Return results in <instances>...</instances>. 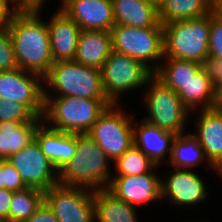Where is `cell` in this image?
I'll use <instances>...</instances> for the list:
<instances>
[{
    "mask_svg": "<svg viewBox=\"0 0 222 222\" xmlns=\"http://www.w3.org/2000/svg\"><path fill=\"white\" fill-rule=\"evenodd\" d=\"M114 162L117 173L114 176H136L157 168V165L135 145Z\"/></svg>",
    "mask_w": 222,
    "mask_h": 222,
    "instance_id": "cell-29",
    "label": "cell"
},
{
    "mask_svg": "<svg viewBox=\"0 0 222 222\" xmlns=\"http://www.w3.org/2000/svg\"><path fill=\"white\" fill-rule=\"evenodd\" d=\"M110 32L113 51L128 55L155 72V66L149 62L164 58L163 25L160 22L155 27L146 28L115 24Z\"/></svg>",
    "mask_w": 222,
    "mask_h": 222,
    "instance_id": "cell-7",
    "label": "cell"
},
{
    "mask_svg": "<svg viewBox=\"0 0 222 222\" xmlns=\"http://www.w3.org/2000/svg\"><path fill=\"white\" fill-rule=\"evenodd\" d=\"M110 161L87 133L77 134L76 153L58 171V183L62 186L86 187L92 190L106 189L113 176L109 171Z\"/></svg>",
    "mask_w": 222,
    "mask_h": 222,
    "instance_id": "cell-2",
    "label": "cell"
},
{
    "mask_svg": "<svg viewBox=\"0 0 222 222\" xmlns=\"http://www.w3.org/2000/svg\"><path fill=\"white\" fill-rule=\"evenodd\" d=\"M44 87L43 122L52 129L85 134L88 133L100 115L112 103L109 100H94L88 98L52 97Z\"/></svg>",
    "mask_w": 222,
    "mask_h": 222,
    "instance_id": "cell-3",
    "label": "cell"
},
{
    "mask_svg": "<svg viewBox=\"0 0 222 222\" xmlns=\"http://www.w3.org/2000/svg\"><path fill=\"white\" fill-rule=\"evenodd\" d=\"M115 24L146 28L159 23L158 8L148 0H111Z\"/></svg>",
    "mask_w": 222,
    "mask_h": 222,
    "instance_id": "cell-21",
    "label": "cell"
},
{
    "mask_svg": "<svg viewBox=\"0 0 222 222\" xmlns=\"http://www.w3.org/2000/svg\"><path fill=\"white\" fill-rule=\"evenodd\" d=\"M18 68L14 47L8 28L0 31V71L14 70Z\"/></svg>",
    "mask_w": 222,
    "mask_h": 222,
    "instance_id": "cell-31",
    "label": "cell"
},
{
    "mask_svg": "<svg viewBox=\"0 0 222 222\" xmlns=\"http://www.w3.org/2000/svg\"><path fill=\"white\" fill-rule=\"evenodd\" d=\"M61 4L81 30L110 31L115 25L111 0H62Z\"/></svg>",
    "mask_w": 222,
    "mask_h": 222,
    "instance_id": "cell-15",
    "label": "cell"
},
{
    "mask_svg": "<svg viewBox=\"0 0 222 222\" xmlns=\"http://www.w3.org/2000/svg\"><path fill=\"white\" fill-rule=\"evenodd\" d=\"M222 0H207V2L213 7L216 3L220 2Z\"/></svg>",
    "mask_w": 222,
    "mask_h": 222,
    "instance_id": "cell-45",
    "label": "cell"
},
{
    "mask_svg": "<svg viewBox=\"0 0 222 222\" xmlns=\"http://www.w3.org/2000/svg\"><path fill=\"white\" fill-rule=\"evenodd\" d=\"M43 84L58 94L55 97L108 100L104 94L101 69L75 61L54 62L43 77Z\"/></svg>",
    "mask_w": 222,
    "mask_h": 222,
    "instance_id": "cell-5",
    "label": "cell"
},
{
    "mask_svg": "<svg viewBox=\"0 0 222 222\" xmlns=\"http://www.w3.org/2000/svg\"><path fill=\"white\" fill-rule=\"evenodd\" d=\"M210 12L212 6L207 0H164L158 8L159 22L162 25L199 18Z\"/></svg>",
    "mask_w": 222,
    "mask_h": 222,
    "instance_id": "cell-26",
    "label": "cell"
},
{
    "mask_svg": "<svg viewBox=\"0 0 222 222\" xmlns=\"http://www.w3.org/2000/svg\"><path fill=\"white\" fill-rule=\"evenodd\" d=\"M42 82V76L21 68L0 71V98L22 103L37 117L43 118L45 100Z\"/></svg>",
    "mask_w": 222,
    "mask_h": 222,
    "instance_id": "cell-11",
    "label": "cell"
},
{
    "mask_svg": "<svg viewBox=\"0 0 222 222\" xmlns=\"http://www.w3.org/2000/svg\"><path fill=\"white\" fill-rule=\"evenodd\" d=\"M135 209L107 189L94 190L95 222H138Z\"/></svg>",
    "mask_w": 222,
    "mask_h": 222,
    "instance_id": "cell-24",
    "label": "cell"
},
{
    "mask_svg": "<svg viewBox=\"0 0 222 222\" xmlns=\"http://www.w3.org/2000/svg\"><path fill=\"white\" fill-rule=\"evenodd\" d=\"M163 59L166 61L165 64L160 61L154 63V75L176 93L183 89L187 82L202 68L201 63L192 60L178 58Z\"/></svg>",
    "mask_w": 222,
    "mask_h": 222,
    "instance_id": "cell-25",
    "label": "cell"
},
{
    "mask_svg": "<svg viewBox=\"0 0 222 222\" xmlns=\"http://www.w3.org/2000/svg\"><path fill=\"white\" fill-rule=\"evenodd\" d=\"M215 107L222 111V88L217 91V103Z\"/></svg>",
    "mask_w": 222,
    "mask_h": 222,
    "instance_id": "cell-42",
    "label": "cell"
},
{
    "mask_svg": "<svg viewBox=\"0 0 222 222\" xmlns=\"http://www.w3.org/2000/svg\"><path fill=\"white\" fill-rule=\"evenodd\" d=\"M211 169L220 175L222 178V155L211 164Z\"/></svg>",
    "mask_w": 222,
    "mask_h": 222,
    "instance_id": "cell-39",
    "label": "cell"
},
{
    "mask_svg": "<svg viewBox=\"0 0 222 222\" xmlns=\"http://www.w3.org/2000/svg\"><path fill=\"white\" fill-rule=\"evenodd\" d=\"M211 12L205 16L163 24L164 58L203 63L209 56Z\"/></svg>",
    "mask_w": 222,
    "mask_h": 222,
    "instance_id": "cell-4",
    "label": "cell"
},
{
    "mask_svg": "<svg viewBox=\"0 0 222 222\" xmlns=\"http://www.w3.org/2000/svg\"><path fill=\"white\" fill-rule=\"evenodd\" d=\"M212 12L214 16L222 22V1L212 7Z\"/></svg>",
    "mask_w": 222,
    "mask_h": 222,
    "instance_id": "cell-40",
    "label": "cell"
},
{
    "mask_svg": "<svg viewBox=\"0 0 222 222\" xmlns=\"http://www.w3.org/2000/svg\"><path fill=\"white\" fill-rule=\"evenodd\" d=\"M6 6H8L12 11L19 12V0H1ZM13 3V4H11ZM12 8H11V6Z\"/></svg>",
    "mask_w": 222,
    "mask_h": 222,
    "instance_id": "cell-41",
    "label": "cell"
},
{
    "mask_svg": "<svg viewBox=\"0 0 222 222\" xmlns=\"http://www.w3.org/2000/svg\"><path fill=\"white\" fill-rule=\"evenodd\" d=\"M35 139L57 171L76 153L77 134L52 129L45 122L36 129Z\"/></svg>",
    "mask_w": 222,
    "mask_h": 222,
    "instance_id": "cell-17",
    "label": "cell"
},
{
    "mask_svg": "<svg viewBox=\"0 0 222 222\" xmlns=\"http://www.w3.org/2000/svg\"><path fill=\"white\" fill-rule=\"evenodd\" d=\"M136 176H112L106 188L116 198L137 208L161 199V179L154 173Z\"/></svg>",
    "mask_w": 222,
    "mask_h": 222,
    "instance_id": "cell-13",
    "label": "cell"
},
{
    "mask_svg": "<svg viewBox=\"0 0 222 222\" xmlns=\"http://www.w3.org/2000/svg\"><path fill=\"white\" fill-rule=\"evenodd\" d=\"M144 101L148 115L143 120L175 135L184 134L187 117L191 112L178 94L160 81L154 74L148 79Z\"/></svg>",
    "mask_w": 222,
    "mask_h": 222,
    "instance_id": "cell-6",
    "label": "cell"
},
{
    "mask_svg": "<svg viewBox=\"0 0 222 222\" xmlns=\"http://www.w3.org/2000/svg\"><path fill=\"white\" fill-rule=\"evenodd\" d=\"M199 113L198 127L192 135L202 146L211 168V164L222 155V111L215 107Z\"/></svg>",
    "mask_w": 222,
    "mask_h": 222,
    "instance_id": "cell-19",
    "label": "cell"
},
{
    "mask_svg": "<svg viewBox=\"0 0 222 222\" xmlns=\"http://www.w3.org/2000/svg\"><path fill=\"white\" fill-rule=\"evenodd\" d=\"M40 12H14L7 28L12 39L18 68L44 77L54 64L48 26Z\"/></svg>",
    "mask_w": 222,
    "mask_h": 222,
    "instance_id": "cell-1",
    "label": "cell"
},
{
    "mask_svg": "<svg viewBox=\"0 0 222 222\" xmlns=\"http://www.w3.org/2000/svg\"><path fill=\"white\" fill-rule=\"evenodd\" d=\"M111 51L110 31L81 30L74 61L81 65L102 69Z\"/></svg>",
    "mask_w": 222,
    "mask_h": 222,
    "instance_id": "cell-20",
    "label": "cell"
},
{
    "mask_svg": "<svg viewBox=\"0 0 222 222\" xmlns=\"http://www.w3.org/2000/svg\"><path fill=\"white\" fill-rule=\"evenodd\" d=\"M42 117H37L26 105L3 100L0 98V122L2 121H42Z\"/></svg>",
    "mask_w": 222,
    "mask_h": 222,
    "instance_id": "cell-30",
    "label": "cell"
},
{
    "mask_svg": "<svg viewBox=\"0 0 222 222\" xmlns=\"http://www.w3.org/2000/svg\"><path fill=\"white\" fill-rule=\"evenodd\" d=\"M27 187L48 190L58 185V171L42 152L36 139L6 159Z\"/></svg>",
    "mask_w": 222,
    "mask_h": 222,
    "instance_id": "cell-12",
    "label": "cell"
},
{
    "mask_svg": "<svg viewBox=\"0 0 222 222\" xmlns=\"http://www.w3.org/2000/svg\"><path fill=\"white\" fill-rule=\"evenodd\" d=\"M128 116L112 103L87 133L113 162L134 145L133 118Z\"/></svg>",
    "mask_w": 222,
    "mask_h": 222,
    "instance_id": "cell-8",
    "label": "cell"
},
{
    "mask_svg": "<svg viewBox=\"0 0 222 222\" xmlns=\"http://www.w3.org/2000/svg\"><path fill=\"white\" fill-rule=\"evenodd\" d=\"M101 72L104 94L113 104L119 102L120 94L136 88L141 89L154 74L140 61L113 50Z\"/></svg>",
    "mask_w": 222,
    "mask_h": 222,
    "instance_id": "cell-9",
    "label": "cell"
},
{
    "mask_svg": "<svg viewBox=\"0 0 222 222\" xmlns=\"http://www.w3.org/2000/svg\"><path fill=\"white\" fill-rule=\"evenodd\" d=\"M133 124L134 145L148 156L157 166L165 162L162 161L172 153V143L176 135L165 131L159 127L153 126L144 120ZM138 125V126H137Z\"/></svg>",
    "mask_w": 222,
    "mask_h": 222,
    "instance_id": "cell-18",
    "label": "cell"
},
{
    "mask_svg": "<svg viewBox=\"0 0 222 222\" xmlns=\"http://www.w3.org/2000/svg\"><path fill=\"white\" fill-rule=\"evenodd\" d=\"M13 192L5 188L0 189V222H9V210Z\"/></svg>",
    "mask_w": 222,
    "mask_h": 222,
    "instance_id": "cell-36",
    "label": "cell"
},
{
    "mask_svg": "<svg viewBox=\"0 0 222 222\" xmlns=\"http://www.w3.org/2000/svg\"><path fill=\"white\" fill-rule=\"evenodd\" d=\"M3 188L2 159H0V189Z\"/></svg>",
    "mask_w": 222,
    "mask_h": 222,
    "instance_id": "cell-43",
    "label": "cell"
},
{
    "mask_svg": "<svg viewBox=\"0 0 222 222\" xmlns=\"http://www.w3.org/2000/svg\"><path fill=\"white\" fill-rule=\"evenodd\" d=\"M202 68L210 78L213 88L218 91L222 88V60L207 56L202 63Z\"/></svg>",
    "mask_w": 222,
    "mask_h": 222,
    "instance_id": "cell-34",
    "label": "cell"
},
{
    "mask_svg": "<svg viewBox=\"0 0 222 222\" xmlns=\"http://www.w3.org/2000/svg\"><path fill=\"white\" fill-rule=\"evenodd\" d=\"M2 172L3 188L11 191H19L27 187L18 171L6 159H2Z\"/></svg>",
    "mask_w": 222,
    "mask_h": 222,
    "instance_id": "cell-33",
    "label": "cell"
},
{
    "mask_svg": "<svg viewBox=\"0 0 222 222\" xmlns=\"http://www.w3.org/2000/svg\"><path fill=\"white\" fill-rule=\"evenodd\" d=\"M42 122H0V159H7L35 139V132Z\"/></svg>",
    "mask_w": 222,
    "mask_h": 222,
    "instance_id": "cell-22",
    "label": "cell"
},
{
    "mask_svg": "<svg viewBox=\"0 0 222 222\" xmlns=\"http://www.w3.org/2000/svg\"><path fill=\"white\" fill-rule=\"evenodd\" d=\"M44 202V191L26 187L14 191L9 210V222H25Z\"/></svg>",
    "mask_w": 222,
    "mask_h": 222,
    "instance_id": "cell-28",
    "label": "cell"
},
{
    "mask_svg": "<svg viewBox=\"0 0 222 222\" xmlns=\"http://www.w3.org/2000/svg\"><path fill=\"white\" fill-rule=\"evenodd\" d=\"M44 202L59 222H95L92 189L58 184L44 191Z\"/></svg>",
    "mask_w": 222,
    "mask_h": 222,
    "instance_id": "cell-10",
    "label": "cell"
},
{
    "mask_svg": "<svg viewBox=\"0 0 222 222\" xmlns=\"http://www.w3.org/2000/svg\"><path fill=\"white\" fill-rule=\"evenodd\" d=\"M206 158L202 146L192 133L176 135L172 143L170 160L166 162L178 169H188L203 164Z\"/></svg>",
    "mask_w": 222,
    "mask_h": 222,
    "instance_id": "cell-27",
    "label": "cell"
},
{
    "mask_svg": "<svg viewBox=\"0 0 222 222\" xmlns=\"http://www.w3.org/2000/svg\"><path fill=\"white\" fill-rule=\"evenodd\" d=\"M25 222H59L45 202Z\"/></svg>",
    "mask_w": 222,
    "mask_h": 222,
    "instance_id": "cell-35",
    "label": "cell"
},
{
    "mask_svg": "<svg viewBox=\"0 0 222 222\" xmlns=\"http://www.w3.org/2000/svg\"><path fill=\"white\" fill-rule=\"evenodd\" d=\"M177 94L191 112L199 106L201 110L215 108L217 103V91L203 68Z\"/></svg>",
    "mask_w": 222,
    "mask_h": 222,
    "instance_id": "cell-23",
    "label": "cell"
},
{
    "mask_svg": "<svg viewBox=\"0 0 222 222\" xmlns=\"http://www.w3.org/2000/svg\"><path fill=\"white\" fill-rule=\"evenodd\" d=\"M12 10L0 0V31L7 28V22Z\"/></svg>",
    "mask_w": 222,
    "mask_h": 222,
    "instance_id": "cell-38",
    "label": "cell"
},
{
    "mask_svg": "<svg viewBox=\"0 0 222 222\" xmlns=\"http://www.w3.org/2000/svg\"><path fill=\"white\" fill-rule=\"evenodd\" d=\"M150 3L155 5L157 8L163 3L164 0H148Z\"/></svg>",
    "mask_w": 222,
    "mask_h": 222,
    "instance_id": "cell-44",
    "label": "cell"
},
{
    "mask_svg": "<svg viewBox=\"0 0 222 222\" xmlns=\"http://www.w3.org/2000/svg\"><path fill=\"white\" fill-rule=\"evenodd\" d=\"M209 56L222 60V22L211 12Z\"/></svg>",
    "mask_w": 222,
    "mask_h": 222,
    "instance_id": "cell-32",
    "label": "cell"
},
{
    "mask_svg": "<svg viewBox=\"0 0 222 222\" xmlns=\"http://www.w3.org/2000/svg\"><path fill=\"white\" fill-rule=\"evenodd\" d=\"M175 172L161 179V198L169 199L175 206H193L205 201L208 192L202 178L188 169L175 168Z\"/></svg>",
    "mask_w": 222,
    "mask_h": 222,
    "instance_id": "cell-14",
    "label": "cell"
},
{
    "mask_svg": "<svg viewBox=\"0 0 222 222\" xmlns=\"http://www.w3.org/2000/svg\"><path fill=\"white\" fill-rule=\"evenodd\" d=\"M46 23L54 62L74 61L81 32L79 25L61 9H58Z\"/></svg>",
    "mask_w": 222,
    "mask_h": 222,
    "instance_id": "cell-16",
    "label": "cell"
},
{
    "mask_svg": "<svg viewBox=\"0 0 222 222\" xmlns=\"http://www.w3.org/2000/svg\"><path fill=\"white\" fill-rule=\"evenodd\" d=\"M45 0H19V12H40Z\"/></svg>",
    "mask_w": 222,
    "mask_h": 222,
    "instance_id": "cell-37",
    "label": "cell"
}]
</instances>
